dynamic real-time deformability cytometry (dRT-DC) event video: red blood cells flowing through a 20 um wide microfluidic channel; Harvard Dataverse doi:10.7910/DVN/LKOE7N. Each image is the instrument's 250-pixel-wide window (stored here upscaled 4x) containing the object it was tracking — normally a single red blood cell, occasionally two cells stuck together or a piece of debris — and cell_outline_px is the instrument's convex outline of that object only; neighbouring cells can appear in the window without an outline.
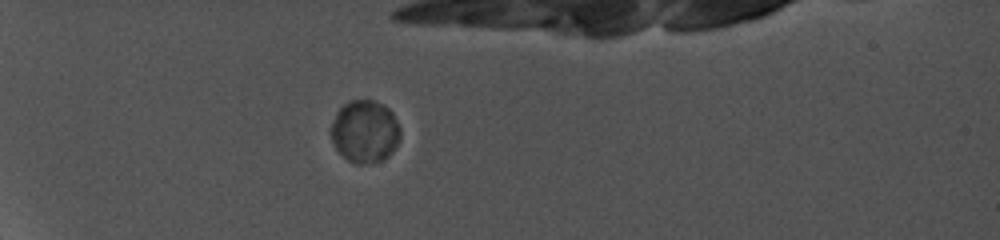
{"species": "common noctule bat (a hibernating species)", "species_latin": "Nyctalus noctula", "temperature_condition": "cold", "stored_images_in_passage": 8, "camera_frame_rate_fps": 5000, "um_per_image_px": 0.085, "animal": {"sex": "female", "body_mass_g": 19.0, "forearm_length_mm": 56.7}, "frame": {"image": 1, "passage_image": 6, "time_ms": 6.6, "image_size_px": [1000, 240], "cell_outline_px": [[400, 136], [392, 152], [384, 160], [364, 164], [356, 164], [348, 160], [336, 148], [328, 132], [336, 112], [348, 100], [372, 100], [384, 104], [392, 112], [400, 128]], "centroid_in_image_um": [30.99, 11.16], "position_along_channel_um": 54.0, "area_um2": 25.43}}
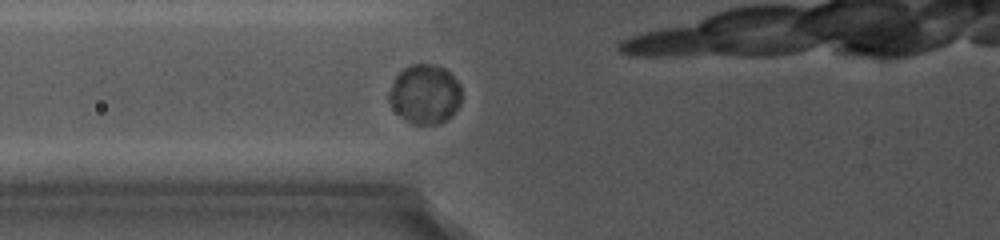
{"frame": {"image": 2, "passage_image": 8, "time_ms": 8.8, "image_size_px": [1000, 240], "cell_outline_px": [[460, 104], [452, 116], [436, 124], [412, 124], [396, 112], [388, 100], [388, 92], [396, 76], [404, 68], [412, 64], [432, 64], [444, 68], [452, 72], [460, 84]], "centroid_in_image_um": [36.13, 7.99], "position_along_channel_um": 89.7, "area_um2": 25.14}}